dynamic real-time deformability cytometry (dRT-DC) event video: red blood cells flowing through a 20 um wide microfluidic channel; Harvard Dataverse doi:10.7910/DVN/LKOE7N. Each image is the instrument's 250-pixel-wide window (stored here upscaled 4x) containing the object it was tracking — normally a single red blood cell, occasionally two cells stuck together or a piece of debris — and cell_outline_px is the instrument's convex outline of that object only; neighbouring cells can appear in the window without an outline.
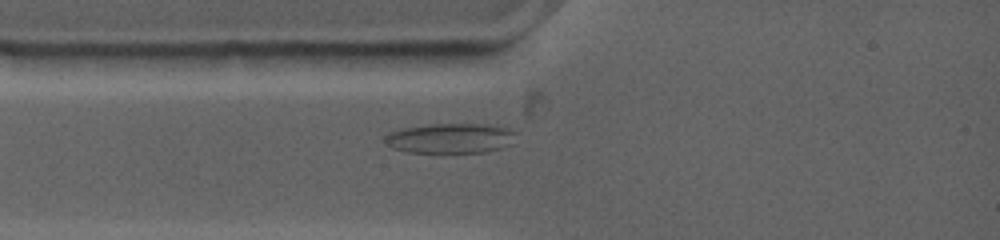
{"species": "common noctule bat (a hibernating species)", "species_latin": "Nyctalus noctula", "temperature_condition": "warm", "stored_images_in_passage": 39, "segment_of_instrument_passage": [1, 2], "camera_frame_rate_fps": 4500, "um_per_image_px": 0.085, "animal": {"sex": "female", "body_mass_g": 19.0, "forearm_length_mm": 53.3}, "frame": {"image": 1, "passage_image": 6, "time_ms": 2.222, "image_size_px": [1000, 240], "cell_outline_px": [[516, 132], [508, 144], [500, 148], [484, 152], [408, 152], [392, 148], [384, 144], [384, 136], [392, 132], [404, 128], [432, 124], [484, 124], [508, 128]], "centroid_in_image_um": [38.22, 11.75], "position_along_channel_um": 46.8, "area_um2": 22.54}}
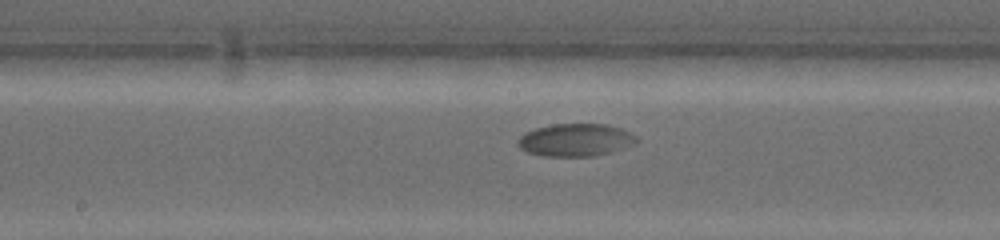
{"frame": {"image": 2, "passage_image": 16, "time_ms": 6.667, "image_size_px": [1000, 240], "cell_outline_px": [[640, 140], [636, 144], [612, 152], [592, 156], [540, 156], [528, 152], [520, 148], [516, 144], [516, 140], [524, 132], [536, 128], [556, 124], [604, 124], [620, 128], [636, 136]], "centroid_in_image_um": [48.91, 11.9], "position_along_channel_um": 199.3, "area_um2": 22.72}}
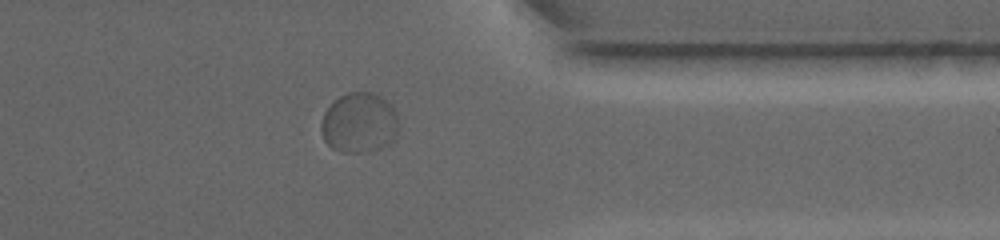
{"frame": {"image": 3, "passage_image": 29, "time_ms": 12.222, "image_size_px": [1000, 240], "cell_outline_px": [[400, 124], [392, 140], [388, 144], [376, 148], [356, 152], [344, 152], [332, 148], [324, 140], [320, 128], [320, 124], [324, 112], [332, 100], [348, 92], [372, 92], [380, 96], [396, 112]], "centroid_in_image_um": [30.5, 10.41], "position_along_channel_um": 380.9, "area_um2": 26.99}}